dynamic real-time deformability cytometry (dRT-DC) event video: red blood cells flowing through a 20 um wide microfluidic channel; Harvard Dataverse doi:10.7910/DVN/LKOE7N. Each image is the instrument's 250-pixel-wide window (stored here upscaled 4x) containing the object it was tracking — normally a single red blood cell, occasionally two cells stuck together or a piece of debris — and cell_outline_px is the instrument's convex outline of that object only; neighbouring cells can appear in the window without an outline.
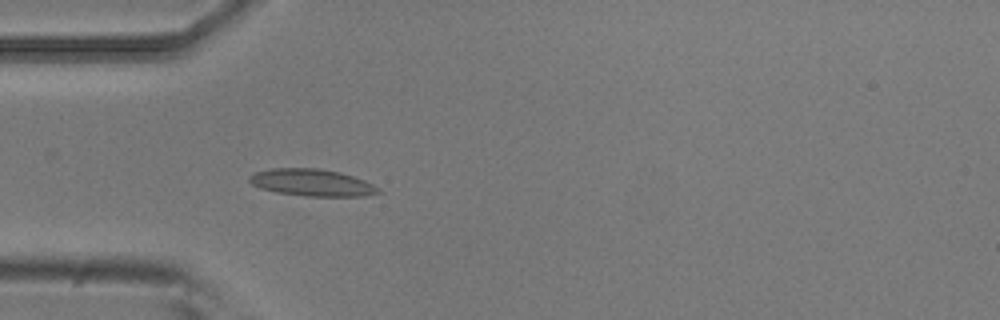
{"species": "common noctule bat (a hibernating species)", "species_latin": "Nyctalus noctula", "temperature_condition": "room temperature", "stored_images_in_passage": 4, "camera_frame_rate_fps": 3000, "um_per_image_px": 0.085, "animal": {"sex": "male", "body_mass_g": 20.5, "forearm_length_mm": 52.5}, "frame": {"image": 1, "passage_image": 4, "time_ms": 1.0, "image_size_px": [1000, 320], "cell_outline_px": [[380, 192], [364, 196], [304, 196], [276, 192], [260, 188], [252, 184], [248, 180], [248, 176], [256, 172], [272, 168], [320, 168], [340, 172], [364, 180], [380, 188]], "centroid_in_image_um": [26.5, 15.52], "position_along_channel_um": 58.5, "area_um2": 20.29}}